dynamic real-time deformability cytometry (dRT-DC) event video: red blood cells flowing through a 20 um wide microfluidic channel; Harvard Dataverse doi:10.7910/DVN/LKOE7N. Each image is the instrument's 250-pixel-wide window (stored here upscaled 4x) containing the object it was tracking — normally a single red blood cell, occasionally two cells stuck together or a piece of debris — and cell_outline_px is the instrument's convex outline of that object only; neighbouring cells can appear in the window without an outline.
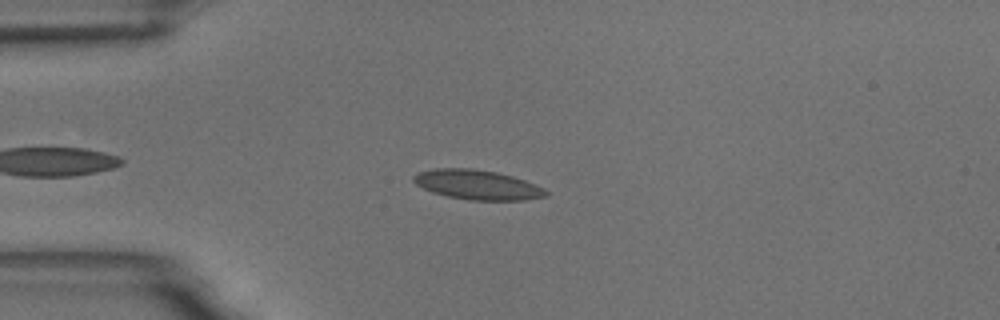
{"species": "common noctule bat (a hibernating species)", "species_latin": "Nyctalus noctula", "temperature_condition": "room temperature", "stored_images_in_passage": 48, "camera_frame_rate_fps": 3000, "um_per_image_px": 0.085, "animal": {"sex": "male", "body_mass_g": 18.8}, "frame": {"image": 1, "passage_image": 7, "time_ms": 2.0, "image_size_px": [1000, 320], "cell_outline_px": [[548, 196], [524, 200], [468, 200], [448, 196], [432, 192], [416, 184], [412, 180], [412, 176], [416, 172], [432, 168], [472, 168], [496, 172], [512, 176], [524, 180], [544, 188], [548, 192]], "centroid_in_image_um": [40.54, 15.7], "position_along_channel_um": 44.5, "area_um2": 22.95}}
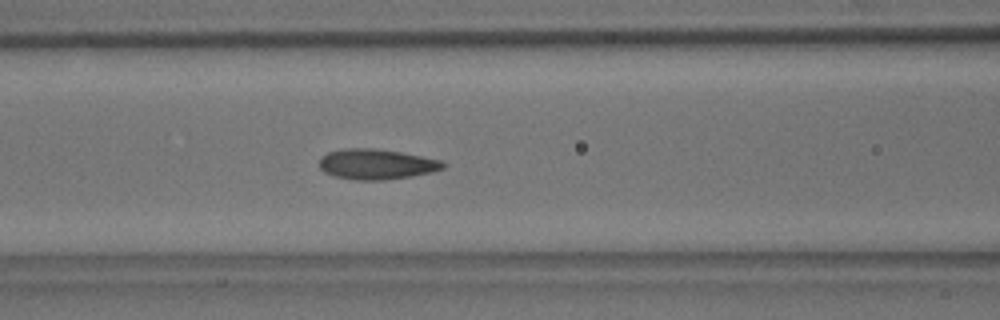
{"frame": {"image": 2, "passage_image": 16, "time_ms": 5.0, "image_size_px": [1000, 320], "cell_outline_px": [[448, 164], [444, 168], [432, 172], [412, 176], [384, 180], [356, 180], [336, 176], [324, 172], [320, 168], [320, 156], [328, 152], [344, 148], [376, 148], [400, 152], [440, 160]], "centroid_in_image_um": [32.0, 13.95], "position_along_channel_um": 134.6, "area_um2": 21.91}}
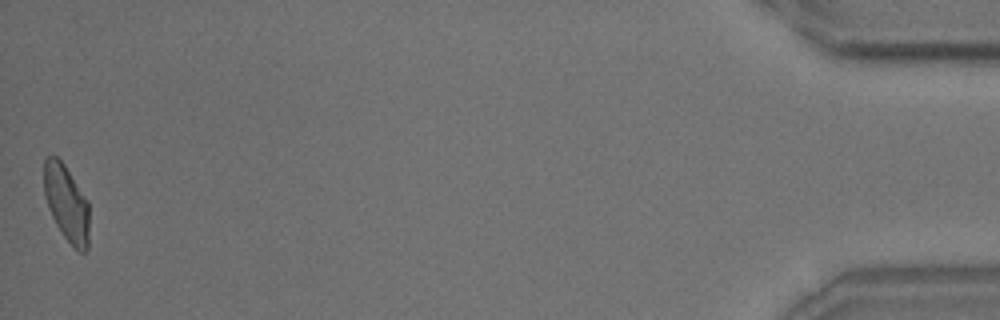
{"frame": {"image": 3, "passage_image": 48, "time_ms": 15.667, "image_size_px": [1000, 320], "cell_outline_px": [[88, 248], [84, 252], [80, 252], [64, 236], [56, 224], [48, 208], [44, 196], [44, 160], [48, 156], [56, 156], [64, 164], [88, 200]], "centroid_in_image_um": [5.64, 17.25], "position_along_channel_um": 429.6, "area_um2": 19.94}, "authors_computed_cell_mechanics": {"area_um2": 21.1548, "velocity_mm_per_s": 3.6428, "shape_relaxation_time_tau1_ms": 6.541, "shape_relaxation_time_tau2_ms": 1.877, "deformation_change_tau1": 0.149, "deformation_change_tau2": 0.0812}}